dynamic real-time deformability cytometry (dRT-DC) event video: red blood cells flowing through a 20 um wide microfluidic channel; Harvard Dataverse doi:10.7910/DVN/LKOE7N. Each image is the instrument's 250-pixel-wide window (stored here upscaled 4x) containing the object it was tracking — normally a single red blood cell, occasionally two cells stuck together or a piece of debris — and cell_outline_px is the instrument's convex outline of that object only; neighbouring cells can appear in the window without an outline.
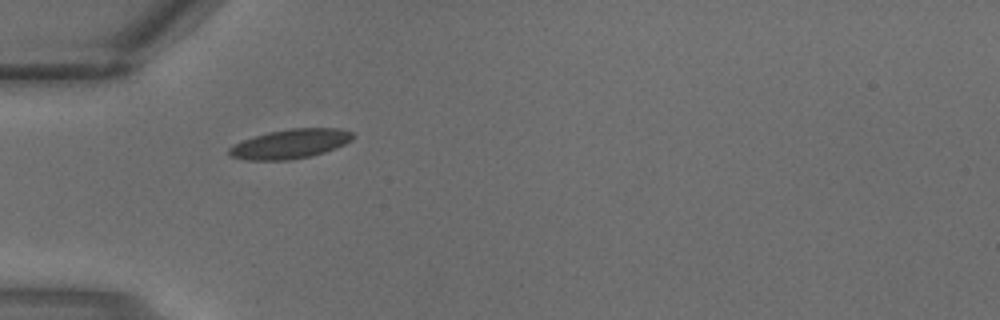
{"species": "common noctule bat (a hibernating species)", "species_latin": "Nyctalus noctula", "temperature_condition": "warm", "stored_images_in_passage": 3, "camera_frame_rate_fps": 3000, "um_per_image_px": 0.085, "animal": {"sex": "male", "body_mass_g": 18.8}, "frame": {"image": 1, "passage_image": 3, "time_ms": 0.667, "image_size_px": [1000, 320], "cell_outline_px": [[356, 136], [352, 140], [336, 148], [324, 152], [292, 160], [244, 160], [228, 156], [228, 148], [232, 144], [268, 132], [292, 128], [340, 128], [352, 132]], "centroid_in_image_um": [24.66, 12.23], "position_along_channel_um": 60.3, "area_um2": 21.27}}